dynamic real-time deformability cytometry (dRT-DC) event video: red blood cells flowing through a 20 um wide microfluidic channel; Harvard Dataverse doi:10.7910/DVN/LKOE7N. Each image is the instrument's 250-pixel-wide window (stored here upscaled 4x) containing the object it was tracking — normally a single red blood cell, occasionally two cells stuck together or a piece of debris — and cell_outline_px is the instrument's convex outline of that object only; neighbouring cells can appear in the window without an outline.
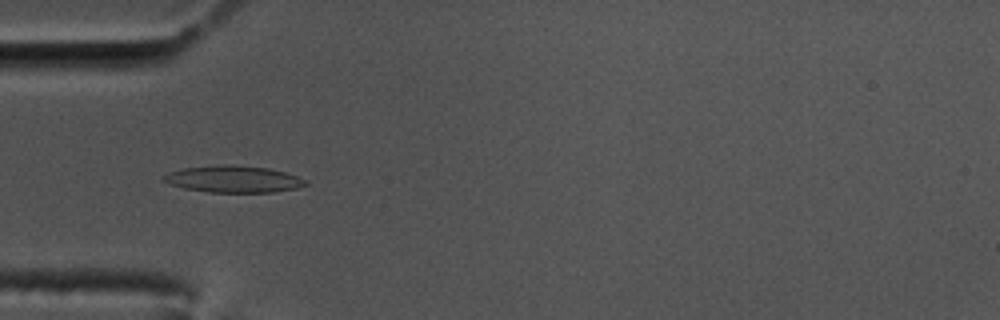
{"species": "common noctule bat (a hibernating species)", "species_latin": "Nyctalus noctula", "temperature_condition": "cold", "stored_images_in_passage": 58, "camera_frame_rate_fps": 3000, "um_per_image_px": 0.085, "animal": {"sex": "male", "body_mass_g": 17.5, "forearm_length_mm": 52.3}, "frame": {"image": 1, "passage_image": 18, "time_ms": 5.667, "image_size_px": [1000, 320], "cell_outline_px": [[308, 184], [296, 188], [272, 192], [208, 192], [184, 188], [168, 184], [160, 180], [160, 176], [168, 172], [184, 168], [220, 164], [228, 164], [268, 168], [284, 172], [308, 180]], "centroid_in_image_um": [19.77, 15.22], "position_along_channel_um": 65.2, "area_um2": 22.31}}
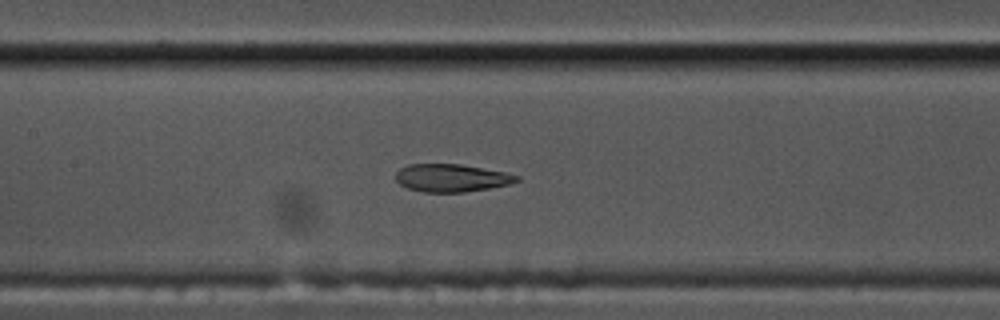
{"frame": {"image": 2, "passage_image": 27, "time_ms": 8.667, "image_size_px": [1000, 320], "cell_outline_px": [[520, 180], [508, 184], [488, 188], [464, 192], [424, 192], [408, 188], [400, 184], [396, 180], [396, 172], [400, 168], [408, 164], [460, 164], [504, 172], [520, 176]], "centroid_in_image_um": [38.35, 15.12], "position_along_channel_um": 169.0, "area_um2": 19.42}}
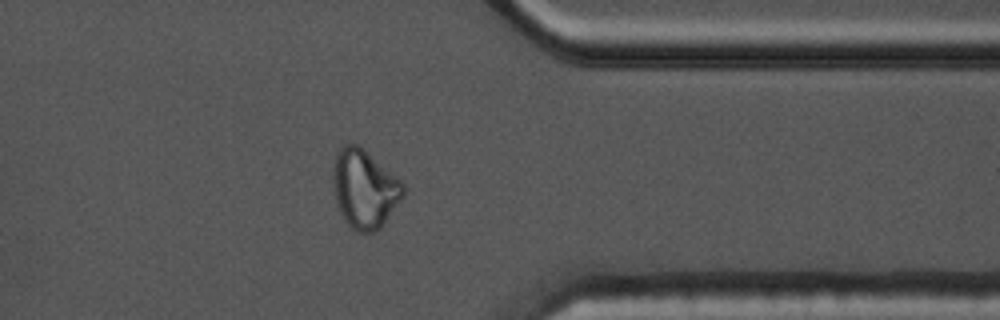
{"frame": {"image": 3, "passage_image": 46, "time_ms": 15.0, "image_size_px": [1000, 320], "cell_outline_px": [[404, 196], [384, 224], [376, 232], [356, 232], [344, 220], [340, 212], [336, 200], [332, 172], [336, 152], [344, 144], [356, 144], [400, 180], [404, 184]], "centroid_in_image_um": [30.98, 16.09], "position_along_channel_um": 380.4, "area_um2": 31.73}, "authors_computed_cell_mechanics": {"area_um2": 21.2415, "velocity_mm_per_s": 3.4848, "shape_relaxation_time_tau1_ms": null, "shape_relaxation_time_tau2_ms": 2.0618, "deformation_change_tau1": null, "deformation_change_tau2": 0.0865}}